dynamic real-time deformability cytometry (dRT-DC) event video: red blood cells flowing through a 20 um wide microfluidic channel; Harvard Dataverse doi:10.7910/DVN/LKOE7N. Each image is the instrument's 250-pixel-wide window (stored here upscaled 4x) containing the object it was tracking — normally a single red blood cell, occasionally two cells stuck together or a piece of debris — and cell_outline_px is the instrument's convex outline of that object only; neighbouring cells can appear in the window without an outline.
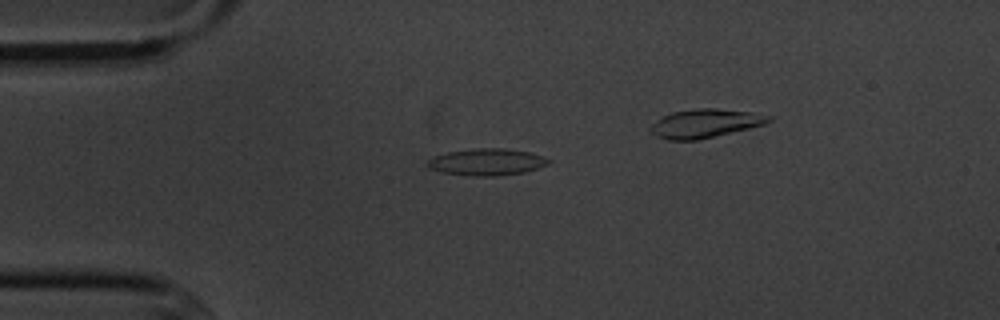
{"species": "common noctule bat (a hibernating species)", "species_latin": "Nyctalus noctula", "temperature_condition": "cold", "stored_images_in_passage": 10, "camera_frame_rate_fps": 3000, "um_per_image_px": 0.085, "animal": {"sex": "male", "body_mass_g": 20.1, "forearm_length_mm": 53.5}, "frame": {"image": 1, "passage_image": 4, "time_ms": 3.667, "image_size_px": [1000, 320], "cell_outline_px": [[552, 160], [548, 164], [524, 172], [496, 176], [476, 176], [444, 172], [428, 168], [424, 164], [432, 156], [448, 152], [476, 148], [504, 148], [528, 152]], "centroid_in_image_um": [41.33, 13.76], "position_along_channel_um": 43.7, "area_um2": 18.73}}
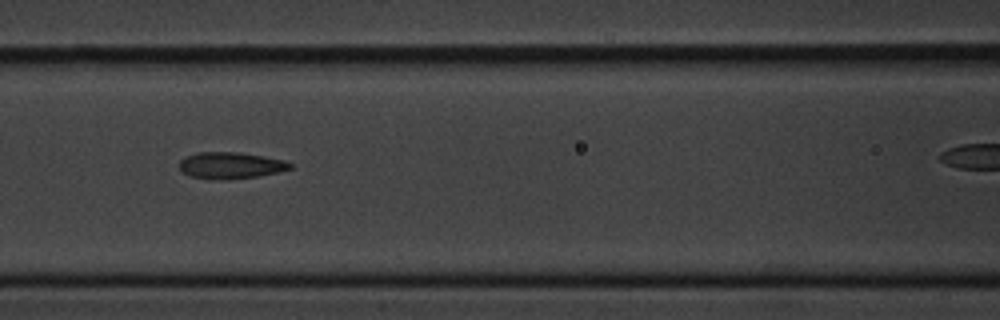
{"frame": {"image": 2, "passage_image": 7, "time_ms": 7.0, "image_size_px": [1000, 320], "cell_outline_px": [[292, 168], [276, 172], [256, 176], [220, 180], [188, 176], [180, 172], [180, 160], [196, 152], [240, 152], [284, 160], [292, 164]], "centroid_in_image_um": [19.56, 14.05], "position_along_channel_um": 147.0, "area_um2": 16.99}}
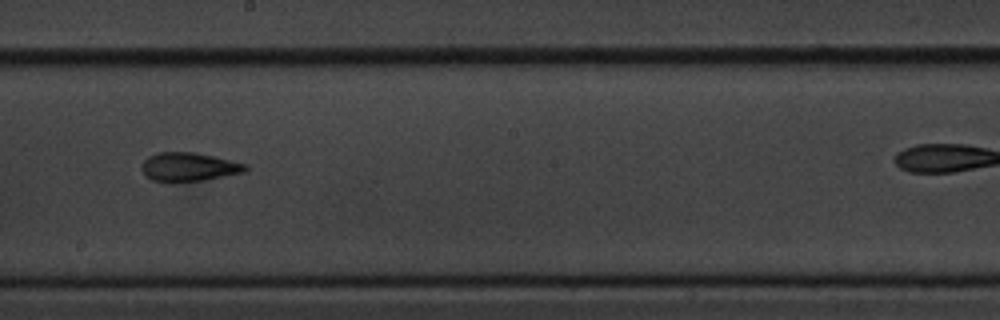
{"frame": {"image": 3, "passage_image": 9, "time_ms": 9.333, "image_size_px": [1000, 320], "cell_outline_px": [[248, 168], [244, 172], [204, 180], [172, 184], [152, 180], [144, 176], [140, 168], [144, 160], [148, 156], [156, 152], [196, 152], [248, 164]], "centroid_in_image_um": [15.99, 14.21], "position_along_channel_um": 232.2, "area_um2": 17.92}}